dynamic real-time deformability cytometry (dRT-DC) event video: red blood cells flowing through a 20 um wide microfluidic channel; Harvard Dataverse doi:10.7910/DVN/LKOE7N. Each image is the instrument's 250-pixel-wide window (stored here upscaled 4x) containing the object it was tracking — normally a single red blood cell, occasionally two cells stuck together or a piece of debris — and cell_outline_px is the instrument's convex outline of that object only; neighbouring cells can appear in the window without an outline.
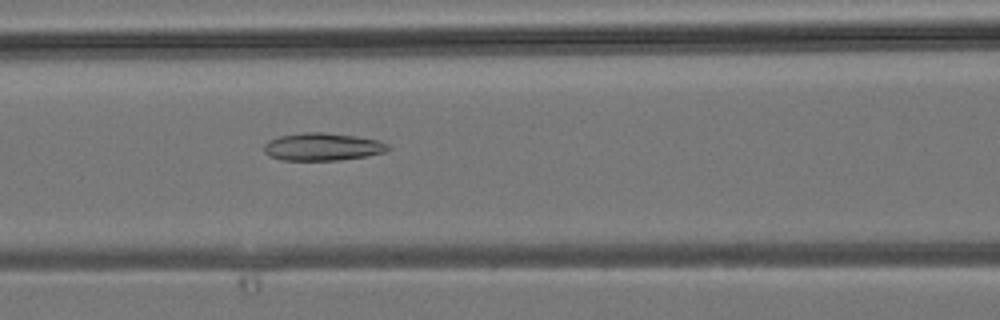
{"species": "common noctule bat (a hibernating species)", "species_latin": "Nyctalus noctula", "temperature_condition": "room temperature", "stored_images_in_passage": 29, "camera_frame_rate_fps": 3000, "um_per_image_px": 0.085, "animal": {"sex": "male", "body_mass_g": 19.2, "forearm_length_mm": 51.8}, "frame": {"image": 1, "passage_image": 8, "time_ms": 2.333, "image_size_px": [1000, 320], "cell_outline_px": [[392, 148], [384, 152], [368, 156], [340, 160], [280, 160], [268, 156], [264, 152], [264, 144], [268, 140], [280, 136], [304, 132], [324, 132], [356, 136], [380, 140], [388, 144]], "centroid_in_image_um": [27.42, 12.48], "position_along_channel_um": 139.2, "area_um2": 20.23}}
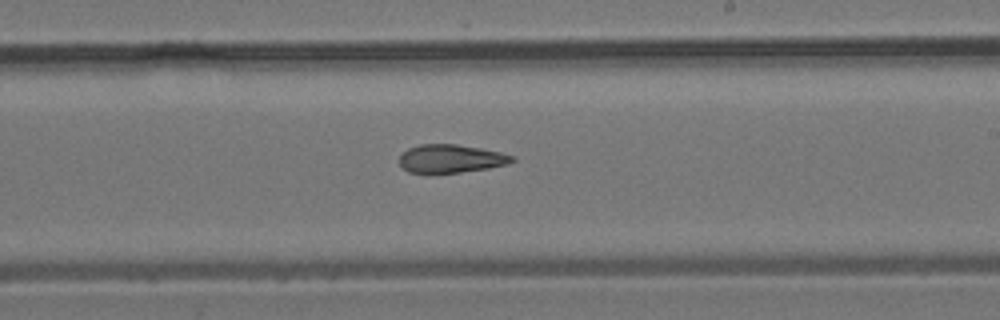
{"frame": {"image": 2, "passage_image": 14, "time_ms": 4.333, "image_size_px": [1000, 320], "cell_outline_px": [[516, 160], [508, 164], [488, 168], [460, 172], [408, 172], [400, 164], [400, 156], [408, 148], [420, 144], [456, 144], [480, 148], [500, 152], [516, 156]], "centroid_in_image_um": [38.37, 13.47], "position_along_channel_um": 250.6, "area_um2": 18.38}}
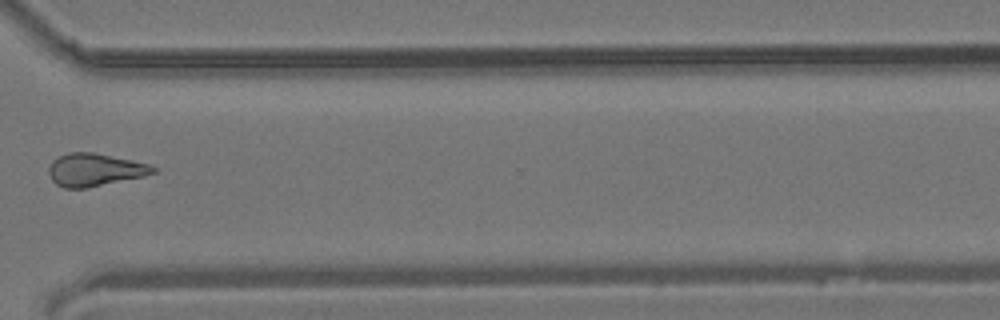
{"frame": {"image": 3, "passage_image": 20, "time_ms": 6.333, "image_size_px": [1000, 320], "cell_outline_px": [[156, 172], [144, 176], [84, 188], [64, 188], [56, 184], [52, 180], [48, 172], [48, 168], [52, 160], [68, 152], [92, 152], [132, 160], [148, 164], [156, 168]], "centroid_in_image_um": [8.02, 14.43], "position_along_channel_um": 362.6, "area_um2": 19.71}}